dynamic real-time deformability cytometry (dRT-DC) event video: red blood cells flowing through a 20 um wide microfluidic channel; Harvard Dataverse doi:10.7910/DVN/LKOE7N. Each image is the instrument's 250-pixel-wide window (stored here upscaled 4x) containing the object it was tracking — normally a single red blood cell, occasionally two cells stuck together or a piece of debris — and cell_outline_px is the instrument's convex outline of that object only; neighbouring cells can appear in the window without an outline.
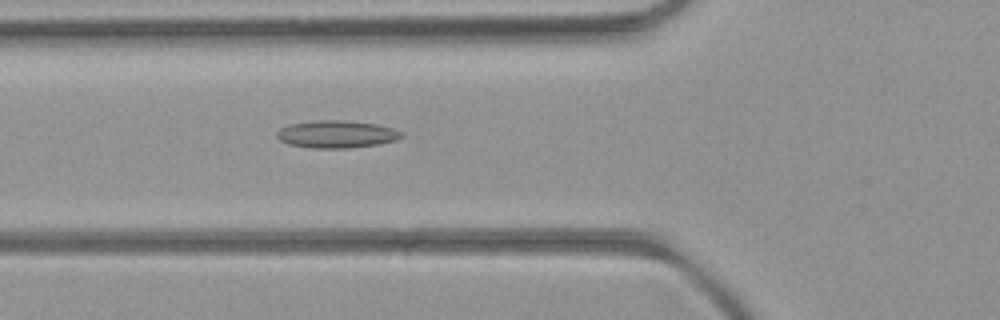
{"species": "common noctule bat (a hibernating species)", "species_latin": "Nyctalus noctula", "temperature_condition": "room temperature", "stored_images_in_passage": 33, "camera_frame_rate_fps": 3000, "um_per_image_px": 0.085, "animal": {"sex": "female", "body_mass_g": 21.9}, "frame": {"image": 1, "passage_image": 6, "time_ms": 1.667, "image_size_px": [1000, 320], "cell_outline_px": [[404, 136], [396, 140], [380, 144], [352, 148], [312, 148], [288, 144], [280, 140], [276, 136], [276, 132], [280, 128], [292, 124], [312, 120], [348, 120], [376, 124], [392, 128], [404, 132]], "centroid_in_image_um": [28.64, 11.41], "position_along_channel_um": 97.2, "area_um2": 20.17}}
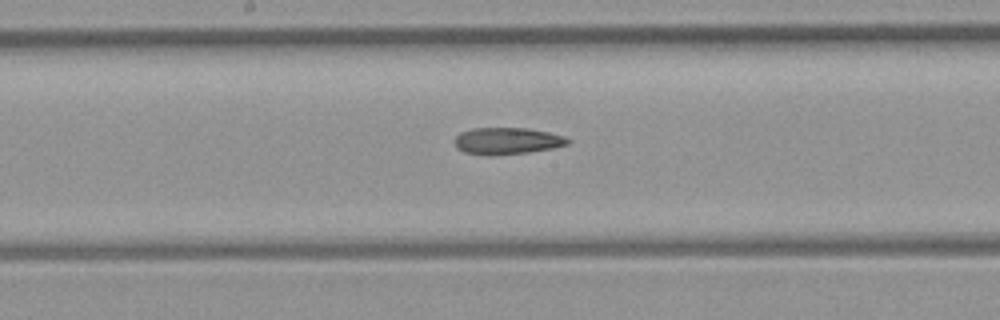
{"frame": {"image": 2, "passage_image": 14, "time_ms": 4.333, "image_size_px": [1000, 320], "cell_outline_px": [[572, 140], [568, 144], [552, 148], [528, 152], [488, 156], [464, 152], [456, 148], [456, 136], [460, 132], [472, 128], [528, 128], [548, 132], [564, 136]], "centroid_in_image_um": [43.1, 11.98], "position_along_channel_um": 205.1, "area_um2": 17.69}}
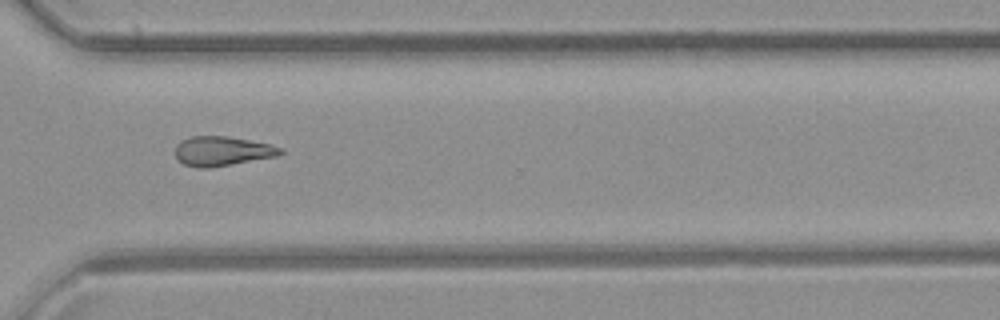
{"frame": {"image": 3, "passage_image": 25, "time_ms": 8.0, "image_size_px": [1000, 320], "cell_outline_px": [[284, 152], [276, 156], [208, 168], [196, 168], [184, 164], [176, 156], [176, 144], [180, 140], [192, 136], [228, 136], [268, 144], [284, 148]], "centroid_in_image_um": [18.87, 12.84], "position_along_channel_um": 351.7, "area_um2": 17.92}}